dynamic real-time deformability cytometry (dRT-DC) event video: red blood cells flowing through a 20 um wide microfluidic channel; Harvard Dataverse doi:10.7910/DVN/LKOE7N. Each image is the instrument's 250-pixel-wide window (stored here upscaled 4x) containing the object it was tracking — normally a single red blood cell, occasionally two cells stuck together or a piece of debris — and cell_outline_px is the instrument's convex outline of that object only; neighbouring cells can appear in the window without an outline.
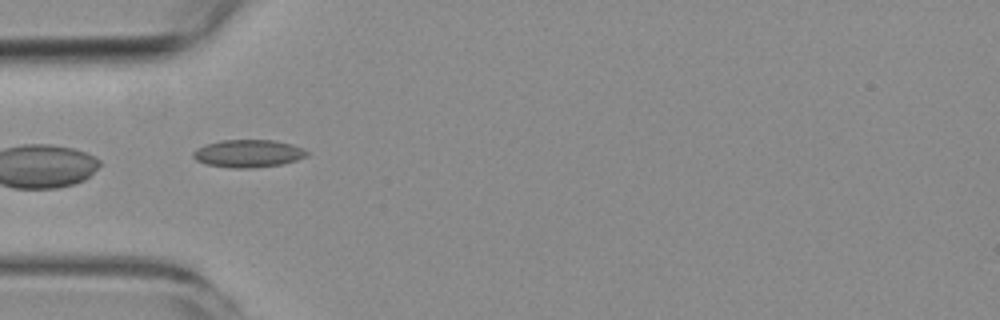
{"species": "common noctule bat (a hibernating species)", "species_latin": "Nyctalus noctula", "temperature_condition": "room temperature", "stored_images_in_passage": 10, "camera_frame_rate_fps": 3000, "um_per_image_px": 0.085, "animal": {"sex": "female", "body_mass_g": 19.3, "forearm_length_mm": 54.1}, "frame": {"image": 1, "passage_image": 5, "time_ms": 4.667, "image_size_px": [1000, 320], "cell_outline_px": [[308, 156], [284, 164], [252, 168], [232, 168], [204, 164], [196, 160], [192, 156], [192, 152], [196, 148], [204, 144], [220, 140], [272, 140], [292, 144], [304, 148], [308, 152]], "centroid_in_image_um": [21.08, 13.05], "position_along_channel_um": 63.9, "area_um2": 18.61}}
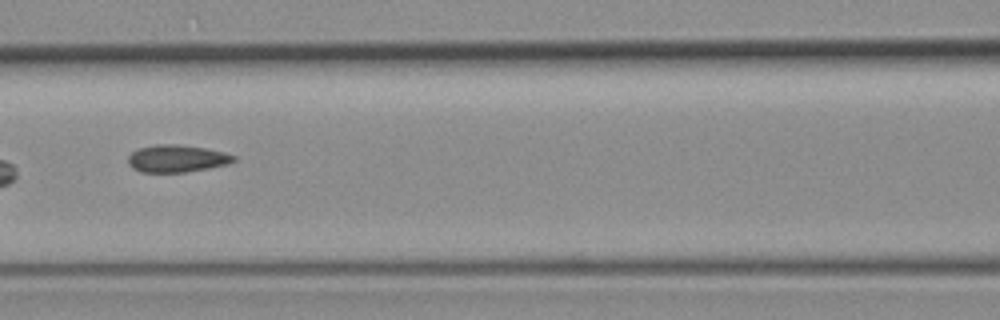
{"frame": {"image": 2, "passage_image": 7, "time_ms": 7.0, "image_size_px": [1000, 320], "cell_outline_px": [[236, 160], [228, 164], [208, 168], [184, 172], [140, 172], [132, 168], [128, 164], [128, 156], [132, 152], [140, 148], [156, 144], [176, 144], [204, 148], [224, 152], [236, 156]], "centroid_in_image_um": [15.02, 13.48], "position_along_channel_um": 151.6, "area_um2": 16.76}}
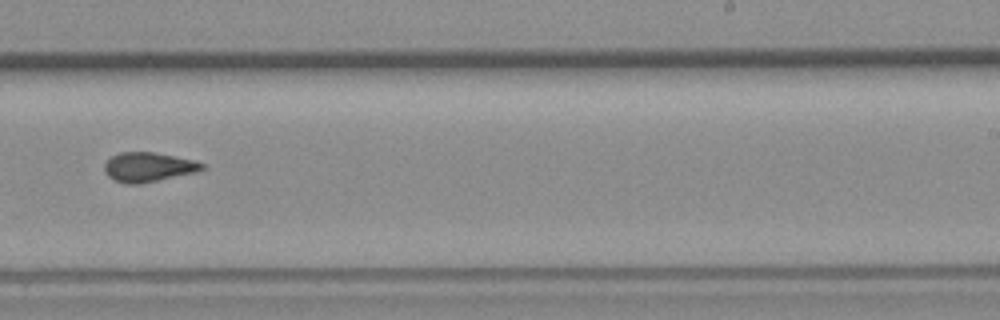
{"frame": {"image": 3, "passage_image": 10, "time_ms": 10.333, "image_size_px": [1000, 320], "cell_outline_px": [[204, 168], [196, 172], [140, 184], [124, 184], [108, 176], [104, 168], [104, 164], [112, 156], [120, 152], [152, 152], [196, 160], [204, 164]], "centroid_in_image_um": [12.61, 14.2], "position_along_channel_um": 276.4, "area_um2": 16.65}}